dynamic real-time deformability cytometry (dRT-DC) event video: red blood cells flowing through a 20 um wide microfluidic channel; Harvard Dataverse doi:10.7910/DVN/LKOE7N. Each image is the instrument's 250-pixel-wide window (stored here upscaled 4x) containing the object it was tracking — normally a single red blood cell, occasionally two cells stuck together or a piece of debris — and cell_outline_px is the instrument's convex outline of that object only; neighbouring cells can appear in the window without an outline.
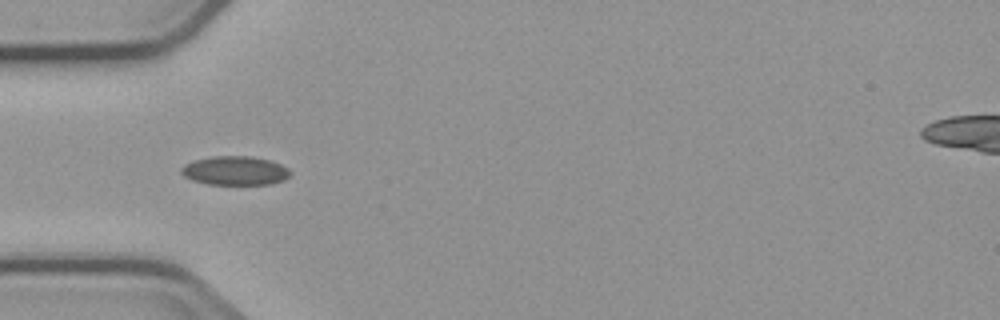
{"species": "common noctule bat (a hibernating species)", "species_latin": "Nyctalus noctula", "temperature_condition": "cold", "stored_images_in_passage": 9, "camera_frame_rate_fps": 3000, "um_per_image_px": 0.085, "animal": {"sex": "male", "body_mass_g": 23.1, "forearm_length_mm": 52.7}, "frame": {"image": 1, "passage_image": 5, "time_ms": 4.667, "image_size_px": [1000, 320], "cell_outline_px": [[292, 172], [284, 180], [272, 184], [208, 184], [192, 180], [184, 176], [180, 172], [180, 168], [184, 164], [196, 160], [212, 156], [252, 156], [272, 160], [288, 168]], "centroid_in_image_um": [19.99, 14.5], "position_along_channel_um": 65.0, "area_um2": 18.5}}
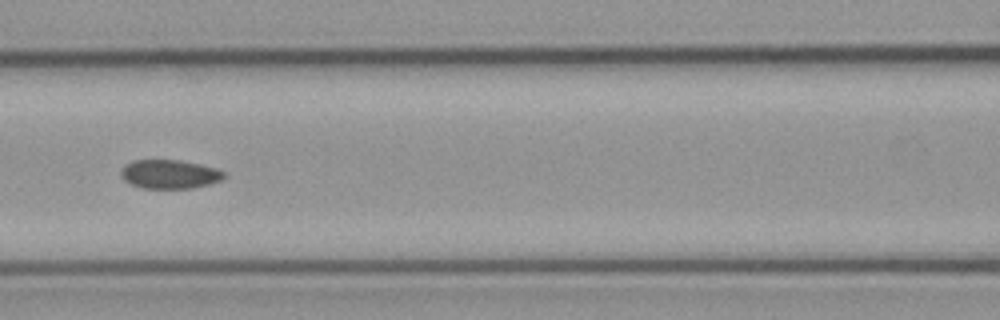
{"frame": {"image": 2, "passage_image": 7, "time_ms": 7.0, "image_size_px": [1000, 320], "cell_outline_px": [[224, 176], [220, 180], [208, 184], [192, 188], [144, 188], [132, 184], [124, 180], [120, 176], [120, 172], [124, 164], [132, 160], [176, 160], [200, 164], [216, 168], [224, 172]], "centroid_in_image_um": [14.37, 14.8], "position_along_channel_um": 152.2, "area_um2": 17.22}}
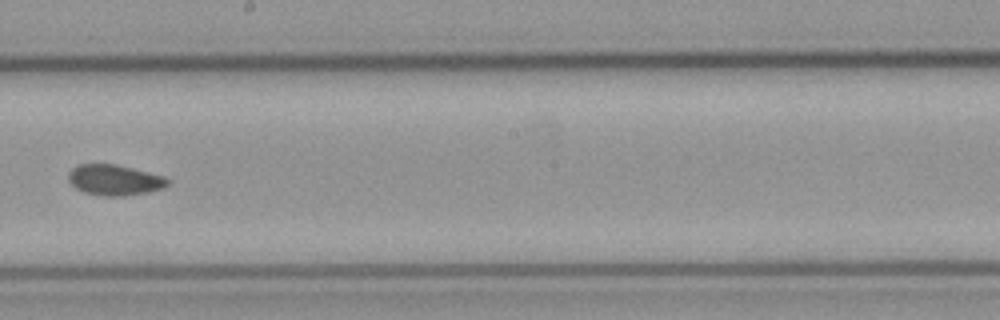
{"frame": {"image": 3, "passage_image": 9, "time_ms": 9.333, "image_size_px": [1000, 320], "cell_outline_px": [[172, 180], [164, 188], [148, 192], [124, 196], [104, 196], [84, 192], [76, 188], [68, 180], [68, 172], [72, 168], [80, 164], [116, 164], [164, 176]], "centroid_in_image_um": [9.75, 15.3], "position_along_channel_um": 238.4, "area_um2": 17.8}}